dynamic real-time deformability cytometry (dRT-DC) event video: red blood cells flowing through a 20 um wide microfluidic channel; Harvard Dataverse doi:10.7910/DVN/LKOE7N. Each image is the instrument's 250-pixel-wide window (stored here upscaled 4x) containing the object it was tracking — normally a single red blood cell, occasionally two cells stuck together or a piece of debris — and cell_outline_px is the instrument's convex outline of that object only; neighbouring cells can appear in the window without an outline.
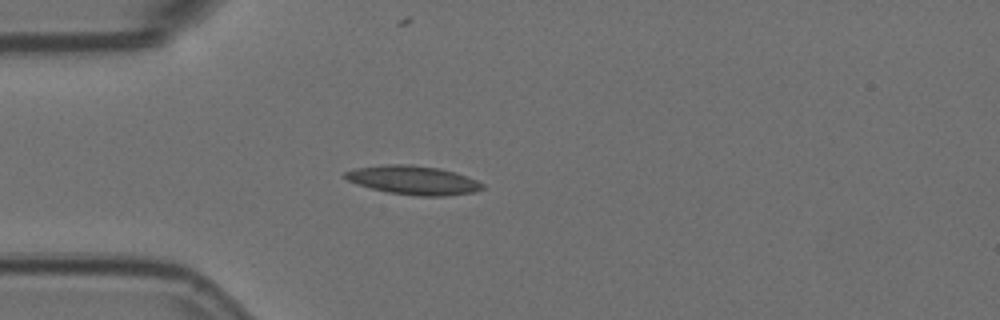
{"species": "Egyptian fruit bat (a non-hibernating species)", "species_latin": "Rousettus aegyptiacus", "temperature_condition": "room temperature", "stored_images_in_passage": 43, "camera_frame_rate_fps": 3000, "um_per_image_px": 0.085, "animal": {"sex": "female"}, "frame": {"image": 1, "passage_image": 1, "time_ms": 0.0, "image_size_px": [1000, 320], "cell_outline_px": [[484, 188], [472, 192], [444, 196], [420, 196], [388, 192], [356, 184], [348, 180], [344, 176], [344, 172], [356, 168], [384, 164], [412, 164], [440, 168], [456, 172], [476, 180], [484, 184]], "centroid_in_image_um": [35.13, 15.3], "position_along_channel_um": 49.9, "area_um2": 23.0}}
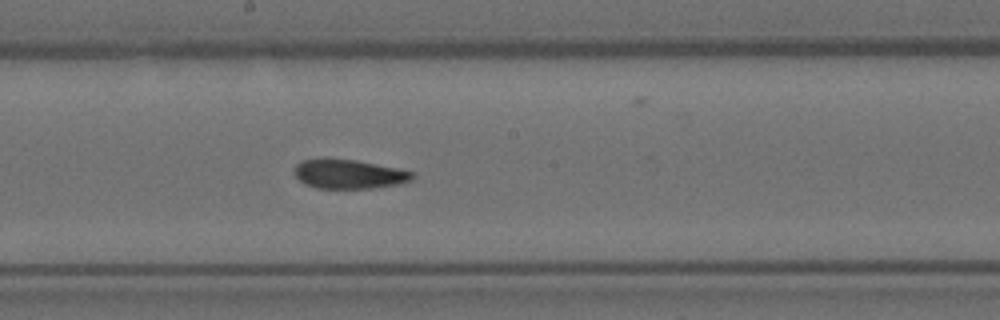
{"frame": {"image": 2, "passage_image": 16, "time_ms": 5.0, "image_size_px": [1000, 320], "cell_outline_px": [[416, 176], [412, 180], [400, 184], [372, 188], [316, 188], [304, 184], [296, 176], [296, 164], [300, 160], [324, 156], [356, 160], [396, 168], [412, 172]], "centroid_in_image_um": [29.62, 14.77], "position_along_channel_um": 218.6, "area_um2": 20.46}}
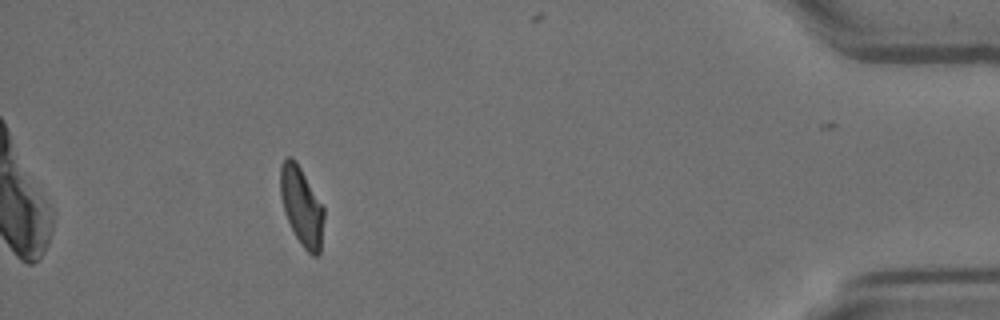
{"frame": {"image": 3, "passage_image": 37, "time_ms": 12.0, "image_size_px": [1000, 320], "cell_outline_px": [[324, 216], [320, 252], [316, 256], [312, 256], [304, 248], [296, 236], [284, 212], [280, 196], [280, 164], [288, 156], [292, 156], [296, 160], [324, 208]], "centroid_in_image_um": [25.62, 17.5], "position_along_channel_um": 409.6, "area_um2": 19.83}, "authors_computed_cell_mechanics": {"area_um2": 20.6924, "velocity_mm_per_s": 3.5659, "shape_relaxation_time_tau1_ms": null, "shape_relaxation_time_tau2_ms": 2.4825, "deformation_change_tau1": null, "deformation_change_tau2": 0.0859}}